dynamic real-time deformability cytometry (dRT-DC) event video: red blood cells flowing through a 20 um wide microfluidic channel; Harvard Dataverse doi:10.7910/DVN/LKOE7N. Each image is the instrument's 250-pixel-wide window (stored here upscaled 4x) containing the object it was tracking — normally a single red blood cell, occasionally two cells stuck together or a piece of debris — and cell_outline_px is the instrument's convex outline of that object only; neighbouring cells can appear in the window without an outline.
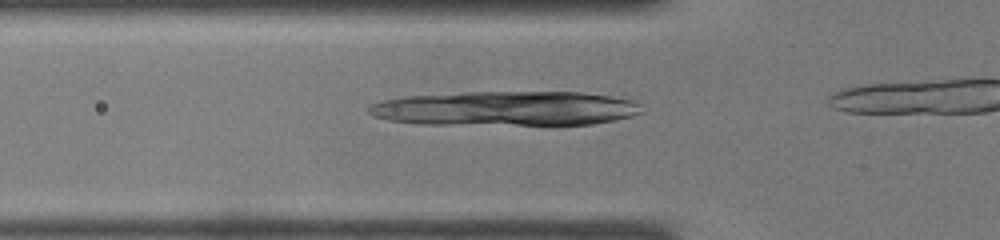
{"species": "common noctule bat (a hibernating species)", "species_latin": "Nyctalus noctula", "temperature_condition": "warm", "stored_images_in_passage": 12, "camera_frame_rate_fps": 3000, "um_per_image_px": 0.085, "animal": {"sex": "male", "body_mass_g": 19.0, "forearm_length_mm": 50.8}, "frame": {"image": 1, "passage_image": 10, "time_ms": 3.0, "image_size_px": [1000, 240], "cell_outline_px": [[620, 116], [604, 120], [580, 124], [524, 124], [412, 120], [404, 100], [452, 96], [552, 92], [556, 92], [600, 96], [620, 100]], "centroid_in_image_um": [43.88, 9.23], "position_along_channel_um": 81.9, "area_um2": 41.44}}